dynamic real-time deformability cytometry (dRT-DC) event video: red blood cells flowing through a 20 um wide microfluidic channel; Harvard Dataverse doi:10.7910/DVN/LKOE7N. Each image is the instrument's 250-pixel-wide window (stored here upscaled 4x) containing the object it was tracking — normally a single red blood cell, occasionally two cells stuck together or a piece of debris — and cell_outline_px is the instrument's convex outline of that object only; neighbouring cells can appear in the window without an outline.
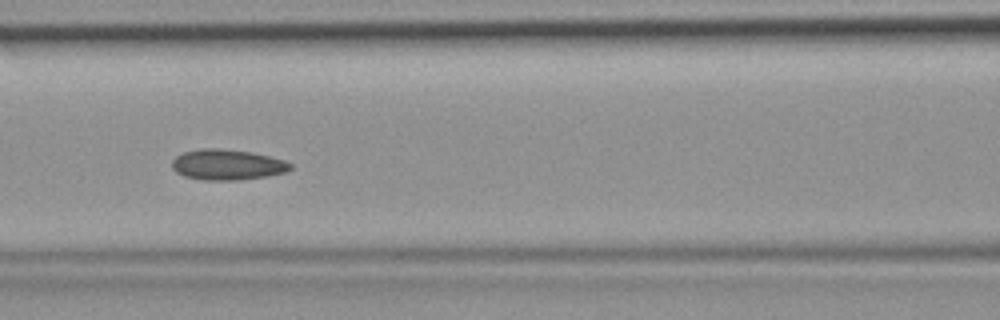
{"species": "common noctule bat (a hibernating species)", "species_latin": "Nyctalus noctula", "temperature_condition": "room temperature", "stored_images_in_passage": 30, "camera_frame_rate_fps": 3000, "um_per_image_px": 0.085, "animal": {"sex": "female", "body_mass_g": 19.9}, "frame": {"image": 1, "passage_image": 13, "time_ms": 4.0, "image_size_px": [1000, 320], "cell_outline_px": [[292, 168], [284, 172], [268, 176], [236, 180], [204, 180], [184, 176], [176, 172], [172, 168], [172, 160], [176, 156], [184, 152], [204, 148], [220, 148], [252, 152], [284, 160], [292, 164]], "centroid_in_image_um": [19.3, 13.99], "position_along_channel_um": 147.3, "area_um2": 21.04}}